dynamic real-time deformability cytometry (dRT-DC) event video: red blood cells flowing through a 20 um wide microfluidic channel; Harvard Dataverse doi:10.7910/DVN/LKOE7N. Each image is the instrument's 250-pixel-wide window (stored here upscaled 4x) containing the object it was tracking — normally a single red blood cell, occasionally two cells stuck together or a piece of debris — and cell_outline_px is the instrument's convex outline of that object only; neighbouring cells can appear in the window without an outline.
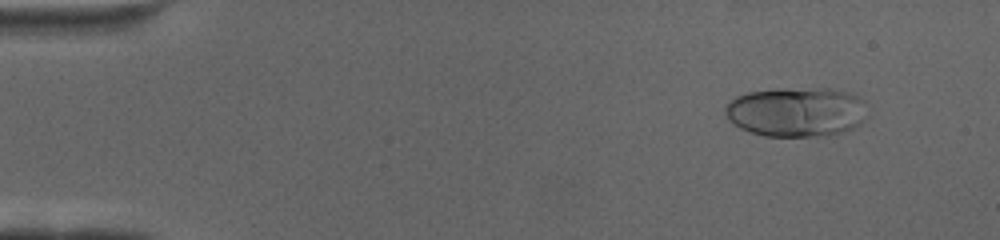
{"species": "human", "species_latin": "Homo sapiens", "temperature_condition": "cold", "stored_images_in_passage": 62, "camera_frame_rate_fps": 3000, "um_per_image_px": 0.085, "donor": {"sex": "female"}, "frame": {"image": 1, "passage_image": 1, "time_ms": 0.0, "image_size_px": [1000, 240], "cell_outline_px": [[864, 100], [860, 124], [852, 128], [840, 132], [808, 136], [764, 136], [740, 128], [728, 120], [724, 112], [724, 108], [736, 96], [748, 92], [780, 88], [828, 88], [848, 92]], "centroid_in_image_um": [67.61, 9.49], "position_along_channel_um": 17.4, "area_um2": 40.58}}
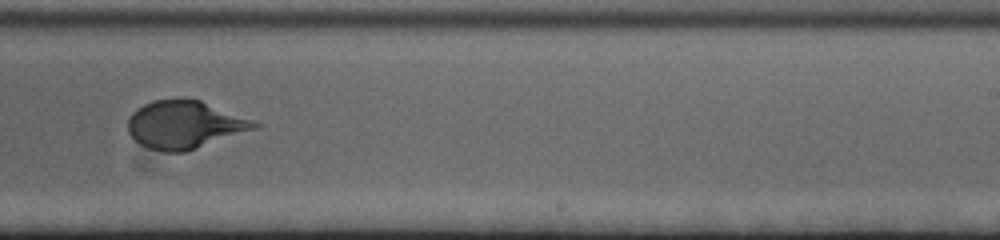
{"frame": {"image": 2, "passage_image": 37, "time_ms": 12.0, "image_size_px": [1000, 240], "cell_outline_px": [[260, 128], [184, 152], [164, 152], [148, 148], [140, 144], [128, 132], [128, 120], [132, 112], [144, 104], [156, 100], [184, 96], [200, 100], [252, 120], [260, 124]], "centroid_in_image_um": [15.7, 10.58], "position_along_channel_um": 273.3, "area_um2": 35.49}}
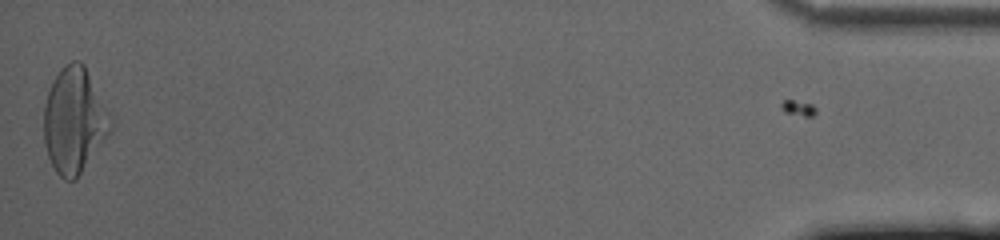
{"frame": {"image": 3, "passage_image": 61, "time_ms": 20.0, "image_size_px": [1000, 240], "cell_outline_px": [[112, 132], [76, 180], [64, 180], [56, 172], [48, 156], [44, 140], [44, 104], [52, 80], [60, 68], [64, 64], [72, 60], [80, 60], [84, 64], [112, 120]], "centroid_in_image_um": [6.31, 10.25], "position_along_channel_um": 428.9, "area_um2": 41.15}}